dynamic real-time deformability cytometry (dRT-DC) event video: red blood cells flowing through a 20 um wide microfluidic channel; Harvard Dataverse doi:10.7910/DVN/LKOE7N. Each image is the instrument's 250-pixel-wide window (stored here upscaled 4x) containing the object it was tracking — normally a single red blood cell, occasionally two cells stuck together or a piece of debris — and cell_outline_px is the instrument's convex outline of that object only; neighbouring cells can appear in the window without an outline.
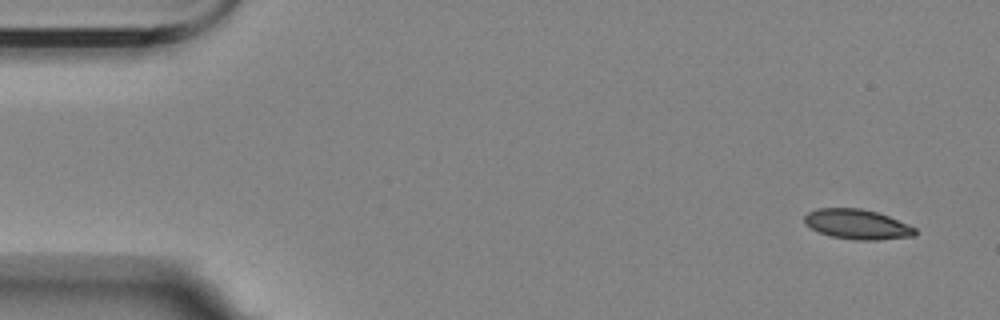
{"species": "Egyptian fruit bat (a non-hibernating species)", "species_latin": "Rousettus aegyptiacus", "temperature_condition": "room temperature", "stored_images_in_passage": 3, "segment_of_instrument_passage": [2, 2], "camera_frame_rate_fps": 3000, "um_per_image_px": 0.085, "animal": {"sex": "female"}, "frame": {"image": 1, "passage_image": 3, "time_ms": 3.0, "image_size_px": [1000, 320], "cell_outline_px": [[916, 236], [876, 240], [856, 240], [832, 236], [820, 232], [804, 224], [804, 216], [808, 212], [816, 208], [860, 208], [876, 212], [888, 216], [916, 228]], "centroid_in_image_um": [72.85, 19.06], "position_along_channel_um": 12.1, "area_um2": 19.19}}